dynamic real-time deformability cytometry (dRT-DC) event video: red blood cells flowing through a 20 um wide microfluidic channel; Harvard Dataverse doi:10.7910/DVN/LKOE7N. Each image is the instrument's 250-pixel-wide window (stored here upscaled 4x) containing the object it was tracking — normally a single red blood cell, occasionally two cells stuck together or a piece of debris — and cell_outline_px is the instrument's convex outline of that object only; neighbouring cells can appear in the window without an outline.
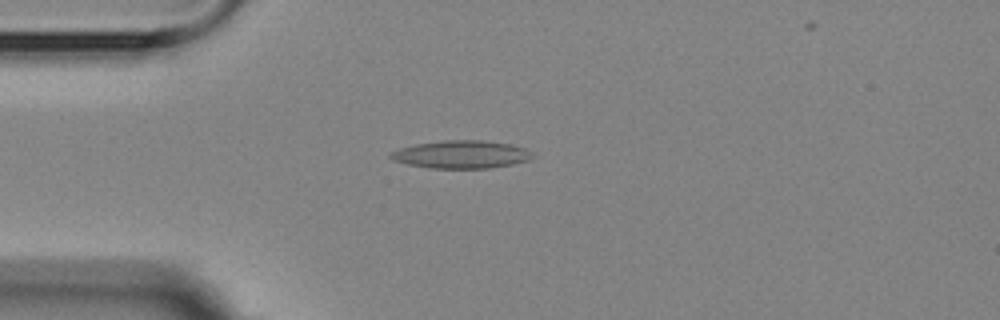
{"species": "Egyptian fruit bat (a non-hibernating species)", "species_latin": "Rousettus aegyptiacus", "temperature_condition": "room temperature", "stored_images_in_passage": 1, "camera_frame_rate_fps": 3000, "um_per_image_px": 0.085, "animal": {"sex": "female"}, "frame": {"image": 1, "passage_image": 1, "time_ms": 0.0, "image_size_px": [1000, 320], "cell_outline_px": [[536, 156], [528, 160], [512, 164], [488, 168], [428, 168], [408, 164], [392, 160], [388, 156], [388, 152], [400, 148], [416, 144], [444, 140], [484, 140], [512, 144], [524, 148], [532, 152]], "centroid_in_image_um": [39.2, 13.12], "position_along_channel_um": 45.8, "area_um2": 23.18}}